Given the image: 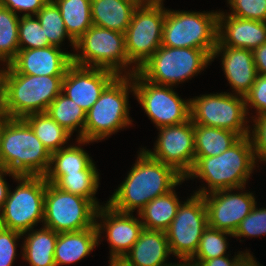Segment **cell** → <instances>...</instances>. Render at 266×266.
Returning <instances> with one entry per match:
<instances>
[{
	"label": "cell",
	"instance_id": "44",
	"mask_svg": "<svg viewBox=\"0 0 266 266\" xmlns=\"http://www.w3.org/2000/svg\"><path fill=\"white\" fill-rule=\"evenodd\" d=\"M253 60L258 75H266V43L252 51Z\"/></svg>",
	"mask_w": 266,
	"mask_h": 266
},
{
	"label": "cell",
	"instance_id": "7",
	"mask_svg": "<svg viewBox=\"0 0 266 266\" xmlns=\"http://www.w3.org/2000/svg\"><path fill=\"white\" fill-rule=\"evenodd\" d=\"M219 11L166 9L162 45L205 50L210 56L217 45Z\"/></svg>",
	"mask_w": 266,
	"mask_h": 266
},
{
	"label": "cell",
	"instance_id": "29",
	"mask_svg": "<svg viewBox=\"0 0 266 266\" xmlns=\"http://www.w3.org/2000/svg\"><path fill=\"white\" fill-rule=\"evenodd\" d=\"M23 119L30 125L50 154L66 147L70 143L67 141L72 139L71 136L73 135L64 127H61L46 112L32 113Z\"/></svg>",
	"mask_w": 266,
	"mask_h": 266
},
{
	"label": "cell",
	"instance_id": "40",
	"mask_svg": "<svg viewBox=\"0 0 266 266\" xmlns=\"http://www.w3.org/2000/svg\"><path fill=\"white\" fill-rule=\"evenodd\" d=\"M251 119L253 124L250 126L249 136L253 144L255 160L258 165L262 162L266 163V113L257 117H251Z\"/></svg>",
	"mask_w": 266,
	"mask_h": 266
},
{
	"label": "cell",
	"instance_id": "50",
	"mask_svg": "<svg viewBox=\"0 0 266 266\" xmlns=\"http://www.w3.org/2000/svg\"><path fill=\"white\" fill-rule=\"evenodd\" d=\"M173 266H190L187 262H176Z\"/></svg>",
	"mask_w": 266,
	"mask_h": 266
},
{
	"label": "cell",
	"instance_id": "39",
	"mask_svg": "<svg viewBox=\"0 0 266 266\" xmlns=\"http://www.w3.org/2000/svg\"><path fill=\"white\" fill-rule=\"evenodd\" d=\"M246 112L250 115L249 108L252 111L255 110V115L251 117H257L263 113H266V75H258L253 86L249 92L244 96Z\"/></svg>",
	"mask_w": 266,
	"mask_h": 266
},
{
	"label": "cell",
	"instance_id": "26",
	"mask_svg": "<svg viewBox=\"0 0 266 266\" xmlns=\"http://www.w3.org/2000/svg\"><path fill=\"white\" fill-rule=\"evenodd\" d=\"M58 234L43 225L40 229L33 228L22 233L24 241L20 250L23 261L27 262L29 266H56L54 251Z\"/></svg>",
	"mask_w": 266,
	"mask_h": 266
},
{
	"label": "cell",
	"instance_id": "8",
	"mask_svg": "<svg viewBox=\"0 0 266 266\" xmlns=\"http://www.w3.org/2000/svg\"><path fill=\"white\" fill-rule=\"evenodd\" d=\"M211 63V56L205 50L161 45L137 72L152 83L176 88L202 73Z\"/></svg>",
	"mask_w": 266,
	"mask_h": 266
},
{
	"label": "cell",
	"instance_id": "27",
	"mask_svg": "<svg viewBox=\"0 0 266 266\" xmlns=\"http://www.w3.org/2000/svg\"><path fill=\"white\" fill-rule=\"evenodd\" d=\"M175 189L156 197L138 212L145 229L166 231L169 228L182 202Z\"/></svg>",
	"mask_w": 266,
	"mask_h": 266
},
{
	"label": "cell",
	"instance_id": "1",
	"mask_svg": "<svg viewBox=\"0 0 266 266\" xmlns=\"http://www.w3.org/2000/svg\"><path fill=\"white\" fill-rule=\"evenodd\" d=\"M137 153L127 177L107 200L116 211L138 213L148 202L186 181L173 167L152 158L143 148Z\"/></svg>",
	"mask_w": 266,
	"mask_h": 266
},
{
	"label": "cell",
	"instance_id": "19",
	"mask_svg": "<svg viewBox=\"0 0 266 266\" xmlns=\"http://www.w3.org/2000/svg\"><path fill=\"white\" fill-rule=\"evenodd\" d=\"M64 51L56 46L19 49L10 65L21 74L65 76L66 70L72 64L73 53Z\"/></svg>",
	"mask_w": 266,
	"mask_h": 266
},
{
	"label": "cell",
	"instance_id": "33",
	"mask_svg": "<svg viewBox=\"0 0 266 266\" xmlns=\"http://www.w3.org/2000/svg\"><path fill=\"white\" fill-rule=\"evenodd\" d=\"M19 19V15L0 5V66L9 65L20 49Z\"/></svg>",
	"mask_w": 266,
	"mask_h": 266
},
{
	"label": "cell",
	"instance_id": "25",
	"mask_svg": "<svg viewBox=\"0 0 266 266\" xmlns=\"http://www.w3.org/2000/svg\"><path fill=\"white\" fill-rule=\"evenodd\" d=\"M138 5L133 0H91L92 24L125 34Z\"/></svg>",
	"mask_w": 266,
	"mask_h": 266
},
{
	"label": "cell",
	"instance_id": "17",
	"mask_svg": "<svg viewBox=\"0 0 266 266\" xmlns=\"http://www.w3.org/2000/svg\"><path fill=\"white\" fill-rule=\"evenodd\" d=\"M123 213L114 210L109 204L104 203L96 212V227L98 230L99 244L105 238L110 245V258H123L138 240L144 229L138 213ZM106 236H103L101 234ZM101 240V241H100Z\"/></svg>",
	"mask_w": 266,
	"mask_h": 266
},
{
	"label": "cell",
	"instance_id": "3",
	"mask_svg": "<svg viewBox=\"0 0 266 266\" xmlns=\"http://www.w3.org/2000/svg\"><path fill=\"white\" fill-rule=\"evenodd\" d=\"M50 152L23 118H4L0 129V167L27 176H44Z\"/></svg>",
	"mask_w": 266,
	"mask_h": 266
},
{
	"label": "cell",
	"instance_id": "15",
	"mask_svg": "<svg viewBox=\"0 0 266 266\" xmlns=\"http://www.w3.org/2000/svg\"><path fill=\"white\" fill-rule=\"evenodd\" d=\"M158 129L154 148L142 147L152 158L173 167L184 178L195 163L194 124L188 121Z\"/></svg>",
	"mask_w": 266,
	"mask_h": 266
},
{
	"label": "cell",
	"instance_id": "28",
	"mask_svg": "<svg viewBox=\"0 0 266 266\" xmlns=\"http://www.w3.org/2000/svg\"><path fill=\"white\" fill-rule=\"evenodd\" d=\"M241 137L230 130L194 124L195 162L222 154Z\"/></svg>",
	"mask_w": 266,
	"mask_h": 266
},
{
	"label": "cell",
	"instance_id": "41",
	"mask_svg": "<svg viewBox=\"0 0 266 266\" xmlns=\"http://www.w3.org/2000/svg\"><path fill=\"white\" fill-rule=\"evenodd\" d=\"M20 239L22 233L0 226V266H13Z\"/></svg>",
	"mask_w": 266,
	"mask_h": 266
},
{
	"label": "cell",
	"instance_id": "51",
	"mask_svg": "<svg viewBox=\"0 0 266 266\" xmlns=\"http://www.w3.org/2000/svg\"><path fill=\"white\" fill-rule=\"evenodd\" d=\"M4 118H5L4 115H0V129H1V123H2V121H3Z\"/></svg>",
	"mask_w": 266,
	"mask_h": 266
},
{
	"label": "cell",
	"instance_id": "36",
	"mask_svg": "<svg viewBox=\"0 0 266 266\" xmlns=\"http://www.w3.org/2000/svg\"><path fill=\"white\" fill-rule=\"evenodd\" d=\"M20 49L45 48L49 43L40 21L36 16H20L18 26Z\"/></svg>",
	"mask_w": 266,
	"mask_h": 266
},
{
	"label": "cell",
	"instance_id": "20",
	"mask_svg": "<svg viewBox=\"0 0 266 266\" xmlns=\"http://www.w3.org/2000/svg\"><path fill=\"white\" fill-rule=\"evenodd\" d=\"M221 56V65L232 94L245 96L258 76L251 50L216 45L211 62Z\"/></svg>",
	"mask_w": 266,
	"mask_h": 266
},
{
	"label": "cell",
	"instance_id": "37",
	"mask_svg": "<svg viewBox=\"0 0 266 266\" xmlns=\"http://www.w3.org/2000/svg\"><path fill=\"white\" fill-rule=\"evenodd\" d=\"M266 235V208H258L257 204L252 211L241 221L234 238H258Z\"/></svg>",
	"mask_w": 266,
	"mask_h": 266
},
{
	"label": "cell",
	"instance_id": "45",
	"mask_svg": "<svg viewBox=\"0 0 266 266\" xmlns=\"http://www.w3.org/2000/svg\"><path fill=\"white\" fill-rule=\"evenodd\" d=\"M6 175H8L9 177L11 176V178H13L12 180H14L18 176L17 174L10 172L6 168L0 167V210L5 204V200L7 199L10 189V185L6 181V178H4L7 177Z\"/></svg>",
	"mask_w": 266,
	"mask_h": 266
},
{
	"label": "cell",
	"instance_id": "21",
	"mask_svg": "<svg viewBox=\"0 0 266 266\" xmlns=\"http://www.w3.org/2000/svg\"><path fill=\"white\" fill-rule=\"evenodd\" d=\"M266 43V22L241 19L220 11L217 45L255 50Z\"/></svg>",
	"mask_w": 266,
	"mask_h": 266
},
{
	"label": "cell",
	"instance_id": "43",
	"mask_svg": "<svg viewBox=\"0 0 266 266\" xmlns=\"http://www.w3.org/2000/svg\"><path fill=\"white\" fill-rule=\"evenodd\" d=\"M237 252H238L237 255L235 252L233 258H231L229 255H226L204 261H188L187 263L190 266H233L235 261L244 253L243 251H237Z\"/></svg>",
	"mask_w": 266,
	"mask_h": 266
},
{
	"label": "cell",
	"instance_id": "47",
	"mask_svg": "<svg viewBox=\"0 0 266 266\" xmlns=\"http://www.w3.org/2000/svg\"><path fill=\"white\" fill-rule=\"evenodd\" d=\"M6 65L0 68V115H3L4 110V80H5V72Z\"/></svg>",
	"mask_w": 266,
	"mask_h": 266
},
{
	"label": "cell",
	"instance_id": "31",
	"mask_svg": "<svg viewBox=\"0 0 266 266\" xmlns=\"http://www.w3.org/2000/svg\"><path fill=\"white\" fill-rule=\"evenodd\" d=\"M60 9L66 30L76 42L93 24L91 0H53Z\"/></svg>",
	"mask_w": 266,
	"mask_h": 266
},
{
	"label": "cell",
	"instance_id": "14",
	"mask_svg": "<svg viewBox=\"0 0 266 266\" xmlns=\"http://www.w3.org/2000/svg\"><path fill=\"white\" fill-rule=\"evenodd\" d=\"M208 226L203 195L192 193L179 205L177 214L165 231L171 254L188 262L196 253L203 231Z\"/></svg>",
	"mask_w": 266,
	"mask_h": 266
},
{
	"label": "cell",
	"instance_id": "2",
	"mask_svg": "<svg viewBox=\"0 0 266 266\" xmlns=\"http://www.w3.org/2000/svg\"><path fill=\"white\" fill-rule=\"evenodd\" d=\"M258 168L250 136L241 137L220 155L201 157L185 180L199 179L206 183L193 191L205 195L214 191L246 186L249 178Z\"/></svg>",
	"mask_w": 266,
	"mask_h": 266
},
{
	"label": "cell",
	"instance_id": "16",
	"mask_svg": "<svg viewBox=\"0 0 266 266\" xmlns=\"http://www.w3.org/2000/svg\"><path fill=\"white\" fill-rule=\"evenodd\" d=\"M245 188L224 189L203 195L209 227L234 234L257 204L255 194Z\"/></svg>",
	"mask_w": 266,
	"mask_h": 266
},
{
	"label": "cell",
	"instance_id": "30",
	"mask_svg": "<svg viewBox=\"0 0 266 266\" xmlns=\"http://www.w3.org/2000/svg\"><path fill=\"white\" fill-rule=\"evenodd\" d=\"M46 113L72 135L78 132L77 139L83 140L86 112L73 100L61 92L49 105Z\"/></svg>",
	"mask_w": 266,
	"mask_h": 266
},
{
	"label": "cell",
	"instance_id": "22",
	"mask_svg": "<svg viewBox=\"0 0 266 266\" xmlns=\"http://www.w3.org/2000/svg\"><path fill=\"white\" fill-rule=\"evenodd\" d=\"M171 251L165 231L143 229L123 258L133 266H173L168 262Z\"/></svg>",
	"mask_w": 266,
	"mask_h": 266
},
{
	"label": "cell",
	"instance_id": "35",
	"mask_svg": "<svg viewBox=\"0 0 266 266\" xmlns=\"http://www.w3.org/2000/svg\"><path fill=\"white\" fill-rule=\"evenodd\" d=\"M229 236L232 238L233 234L207 226L202 233L195 255L189 261H204L215 257L231 255L227 254L230 244L227 241Z\"/></svg>",
	"mask_w": 266,
	"mask_h": 266
},
{
	"label": "cell",
	"instance_id": "32",
	"mask_svg": "<svg viewBox=\"0 0 266 266\" xmlns=\"http://www.w3.org/2000/svg\"><path fill=\"white\" fill-rule=\"evenodd\" d=\"M100 174L98 171H79L65 173L53 185L67 193L80 195L89 199L97 208L103 206L96 198L99 188Z\"/></svg>",
	"mask_w": 266,
	"mask_h": 266
},
{
	"label": "cell",
	"instance_id": "23",
	"mask_svg": "<svg viewBox=\"0 0 266 266\" xmlns=\"http://www.w3.org/2000/svg\"><path fill=\"white\" fill-rule=\"evenodd\" d=\"M75 140V144L51 153L49 169L44 175L46 182L54 184L65 173L98 171L93 158L82 148L93 142L77 138Z\"/></svg>",
	"mask_w": 266,
	"mask_h": 266
},
{
	"label": "cell",
	"instance_id": "9",
	"mask_svg": "<svg viewBox=\"0 0 266 266\" xmlns=\"http://www.w3.org/2000/svg\"><path fill=\"white\" fill-rule=\"evenodd\" d=\"M17 186L9 189L0 210V226L24 233L32 230L44 218L46 180L44 176L20 175L14 179Z\"/></svg>",
	"mask_w": 266,
	"mask_h": 266
},
{
	"label": "cell",
	"instance_id": "49",
	"mask_svg": "<svg viewBox=\"0 0 266 266\" xmlns=\"http://www.w3.org/2000/svg\"><path fill=\"white\" fill-rule=\"evenodd\" d=\"M134 2L138 3L139 5L141 4H146V3H150V2H154L157 0H133Z\"/></svg>",
	"mask_w": 266,
	"mask_h": 266
},
{
	"label": "cell",
	"instance_id": "11",
	"mask_svg": "<svg viewBox=\"0 0 266 266\" xmlns=\"http://www.w3.org/2000/svg\"><path fill=\"white\" fill-rule=\"evenodd\" d=\"M164 1L138 5L125 32L127 57L137 69L162 45Z\"/></svg>",
	"mask_w": 266,
	"mask_h": 266
},
{
	"label": "cell",
	"instance_id": "42",
	"mask_svg": "<svg viewBox=\"0 0 266 266\" xmlns=\"http://www.w3.org/2000/svg\"><path fill=\"white\" fill-rule=\"evenodd\" d=\"M49 0H0V5L21 16H35ZM21 13V14H20Z\"/></svg>",
	"mask_w": 266,
	"mask_h": 266
},
{
	"label": "cell",
	"instance_id": "5",
	"mask_svg": "<svg viewBox=\"0 0 266 266\" xmlns=\"http://www.w3.org/2000/svg\"><path fill=\"white\" fill-rule=\"evenodd\" d=\"M63 77L21 74L6 65L3 115L24 118L32 113H45L61 93Z\"/></svg>",
	"mask_w": 266,
	"mask_h": 266
},
{
	"label": "cell",
	"instance_id": "38",
	"mask_svg": "<svg viewBox=\"0 0 266 266\" xmlns=\"http://www.w3.org/2000/svg\"><path fill=\"white\" fill-rule=\"evenodd\" d=\"M228 15L241 19L266 22V0H227Z\"/></svg>",
	"mask_w": 266,
	"mask_h": 266
},
{
	"label": "cell",
	"instance_id": "13",
	"mask_svg": "<svg viewBox=\"0 0 266 266\" xmlns=\"http://www.w3.org/2000/svg\"><path fill=\"white\" fill-rule=\"evenodd\" d=\"M134 98L156 128L178 125L190 119V99H182L172 86L158 85L132 75Z\"/></svg>",
	"mask_w": 266,
	"mask_h": 266
},
{
	"label": "cell",
	"instance_id": "6",
	"mask_svg": "<svg viewBox=\"0 0 266 266\" xmlns=\"http://www.w3.org/2000/svg\"><path fill=\"white\" fill-rule=\"evenodd\" d=\"M73 51L72 63L79 66L107 69L117 75H133L138 70L127 57L125 34L118 31L92 25Z\"/></svg>",
	"mask_w": 266,
	"mask_h": 266
},
{
	"label": "cell",
	"instance_id": "4",
	"mask_svg": "<svg viewBox=\"0 0 266 266\" xmlns=\"http://www.w3.org/2000/svg\"><path fill=\"white\" fill-rule=\"evenodd\" d=\"M134 95L132 75H118L86 112L83 140L100 142L132 126L129 94Z\"/></svg>",
	"mask_w": 266,
	"mask_h": 266
},
{
	"label": "cell",
	"instance_id": "12",
	"mask_svg": "<svg viewBox=\"0 0 266 266\" xmlns=\"http://www.w3.org/2000/svg\"><path fill=\"white\" fill-rule=\"evenodd\" d=\"M97 209L89 199L46 182L43 226L57 233L91 228L96 223Z\"/></svg>",
	"mask_w": 266,
	"mask_h": 266
},
{
	"label": "cell",
	"instance_id": "48",
	"mask_svg": "<svg viewBox=\"0 0 266 266\" xmlns=\"http://www.w3.org/2000/svg\"><path fill=\"white\" fill-rule=\"evenodd\" d=\"M109 266H133L124 258H109Z\"/></svg>",
	"mask_w": 266,
	"mask_h": 266
},
{
	"label": "cell",
	"instance_id": "10",
	"mask_svg": "<svg viewBox=\"0 0 266 266\" xmlns=\"http://www.w3.org/2000/svg\"><path fill=\"white\" fill-rule=\"evenodd\" d=\"M190 120L193 124L233 131L240 137H246L250 133L245 99L231 92L190 98Z\"/></svg>",
	"mask_w": 266,
	"mask_h": 266
},
{
	"label": "cell",
	"instance_id": "34",
	"mask_svg": "<svg viewBox=\"0 0 266 266\" xmlns=\"http://www.w3.org/2000/svg\"><path fill=\"white\" fill-rule=\"evenodd\" d=\"M35 16L52 46L61 48L67 38L71 43L69 46L75 50L76 42L69 36L60 9L53 0H49Z\"/></svg>",
	"mask_w": 266,
	"mask_h": 266
},
{
	"label": "cell",
	"instance_id": "18",
	"mask_svg": "<svg viewBox=\"0 0 266 266\" xmlns=\"http://www.w3.org/2000/svg\"><path fill=\"white\" fill-rule=\"evenodd\" d=\"M117 76L107 69L72 63L62 79L61 92L87 112Z\"/></svg>",
	"mask_w": 266,
	"mask_h": 266
},
{
	"label": "cell",
	"instance_id": "24",
	"mask_svg": "<svg viewBox=\"0 0 266 266\" xmlns=\"http://www.w3.org/2000/svg\"><path fill=\"white\" fill-rule=\"evenodd\" d=\"M96 224L81 231L59 233L54 251L56 266L74 264L99 246Z\"/></svg>",
	"mask_w": 266,
	"mask_h": 266
},
{
	"label": "cell",
	"instance_id": "46",
	"mask_svg": "<svg viewBox=\"0 0 266 266\" xmlns=\"http://www.w3.org/2000/svg\"><path fill=\"white\" fill-rule=\"evenodd\" d=\"M246 251V252H245ZM244 251V253L235 261L233 266H263L260 264L255 256L249 252V250Z\"/></svg>",
	"mask_w": 266,
	"mask_h": 266
}]
</instances>
